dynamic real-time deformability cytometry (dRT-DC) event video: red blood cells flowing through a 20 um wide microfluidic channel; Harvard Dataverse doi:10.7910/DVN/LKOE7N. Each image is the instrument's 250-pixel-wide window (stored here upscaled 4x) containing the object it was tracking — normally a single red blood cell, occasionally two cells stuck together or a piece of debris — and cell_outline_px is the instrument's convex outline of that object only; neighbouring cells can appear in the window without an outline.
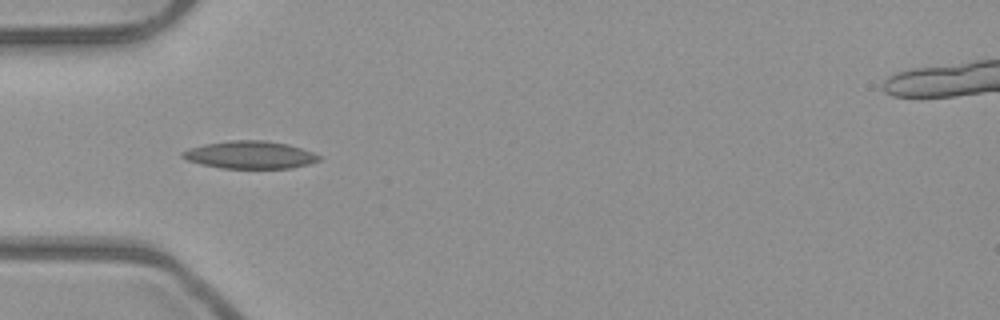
{"species": "common noctule bat (a hibernating species)", "species_latin": "Nyctalus noctula", "temperature_condition": "room temperature", "stored_images_in_passage": 6, "camera_frame_rate_fps": 3000, "um_per_image_px": 0.085, "animal": {"sex": "male", "body_mass_g": 23.1, "forearm_length_mm": 52.7}, "frame": {"image": 1, "passage_image": 4, "time_ms": 1.0, "image_size_px": [1000, 320], "cell_outline_px": [[320, 160], [308, 164], [292, 168], [220, 168], [200, 164], [188, 160], [180, 156], [180, 152], [188, 148], [204, 144], [228, 140], [264, 140], [288, 144], [312, 152], [320, 156]], "centroid_in_image_um": [21.2, 13.16], "position_along_channel_um": 63.8, "area_um2": 22.02}}
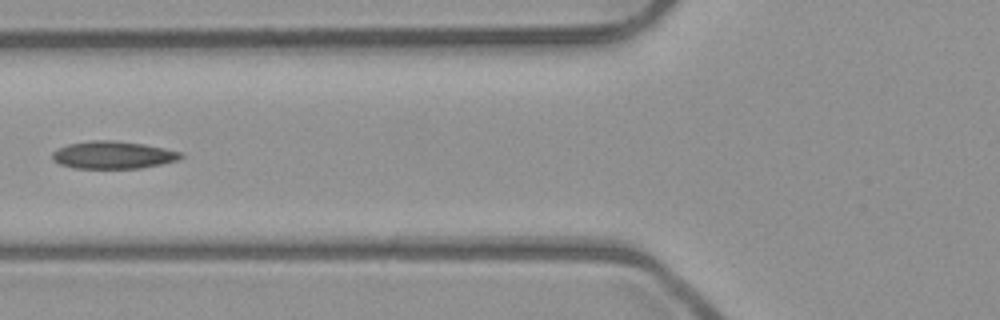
{"frame": {"image": 2, "passage_image": 5, "time_ms": 1.333, "image_size_px": [1000, 320], "cell_outline_px": [[184, 156], [176, 160], [160, 164], [140, 168], [72, 168], [60, 164], [52, 160], [52, 152], [68, 144], [92, 140], [116, 140], [144, 144], [184, 152]], "centroid_in_image_um": [9.61, 13.17], "position_along_channel_um": 116.2, "area_um2": 20.63}}
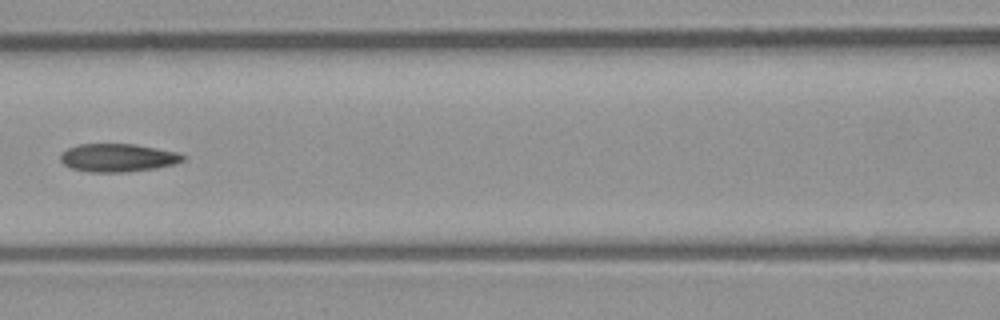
{"frame": {"image": 3, "passage_image": 6, "time_ms": 1.667, "image_size_px": [1000, 320], "cell_outline_px": [[188, 160], [176, 164], [156, 168], [124, 172], [88, 172], [72, 168], [64, 164], [60, 160], [60, 156], [68, 148], [80, 144], [132, 144], [156, 148], [176, 152], [188, 156]], "centroid_in_image_um": [10.08, 13.41], "position_along_channel_um": 156.5, "area_um2": 20.11}}